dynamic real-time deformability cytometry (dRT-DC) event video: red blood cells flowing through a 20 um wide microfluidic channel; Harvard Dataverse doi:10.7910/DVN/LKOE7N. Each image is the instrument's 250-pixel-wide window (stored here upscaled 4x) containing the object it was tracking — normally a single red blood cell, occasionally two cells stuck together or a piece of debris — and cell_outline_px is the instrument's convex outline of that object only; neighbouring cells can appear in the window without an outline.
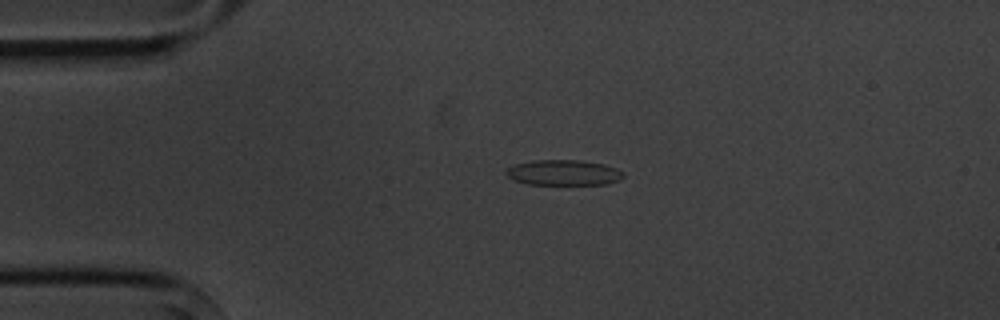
{"species": "common noctule bat (a hibernating species)", "species_latin": "Nyctalus noctula", "temperature_condition": "cold", "stored_images_in_passage": 2, "camera_frame_rate_fps": 3000, "um_per_image_px": 0.085, "animal": {"sex": "male", "body_mass_g": 20.1, "forearm_length_mm": 53.5}, "frame": {"image": 1, "passage_image": 1, "time_ms": 0.0, "image_size_px": [1000, 320], "cell_outline_px": [[624, 176], [620, 180], [608, 184], [528, 184], [512, 180], [504, 172], [508, 168], [516, 164], [532, 160], [580, 160], [604, 164], [616, 168], [624, 172]], "centroid_in_image_um": [47.91, 14.67], "position_along_channel_um": 37.1, "area_um2": 17.46}}